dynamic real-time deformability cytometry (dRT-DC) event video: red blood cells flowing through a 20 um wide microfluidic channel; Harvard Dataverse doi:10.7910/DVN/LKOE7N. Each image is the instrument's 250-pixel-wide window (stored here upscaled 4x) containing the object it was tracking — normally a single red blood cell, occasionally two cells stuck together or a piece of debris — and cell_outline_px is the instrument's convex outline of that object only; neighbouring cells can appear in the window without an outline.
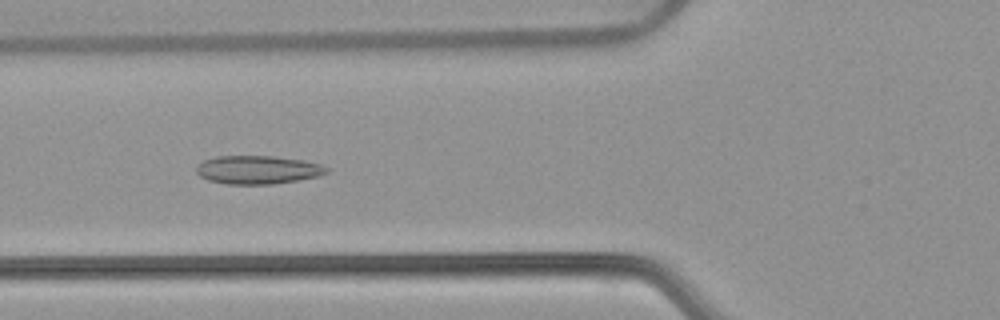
{"species": "common noctule bat (a hibernating species)", "species_latin": "Nyctalus noctula", "temperature_condition": "warm", "stored_images_in_passage": 53, "camera_frame_rate_fps": 3000, "um_per_image_px": 0.085, "animal": {"sex": "female", "body_mass_g": 22.7, "forearm_length_mm": 54.2}, "frame": {"image": 1, "passage_image": 20, "time_ms": 6.333, "image_size_px": [1000, 320], "cell_outline_px": [[328, 172], [320, 176], [300, 180], [272, 184], [228, 184], [208, 180], [200, 176], [196, 172], [196, 164], [204, 160], [216, 156], [272, 156], [304, 160], [320, 164], [328, 168]], "centroid_in_image_um": [21.91, 14.43], "position_along_channel_um": 103.9, "area_um2": 21.68}}
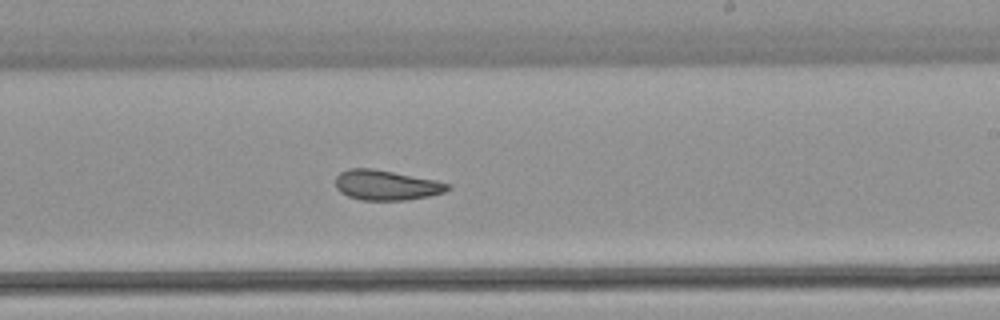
{"frame": {"image": 2, "passage_image": 32, "time_ms": 10.333, "image_size_px": [1000, 320], "cell_outline_px": [[452, 188], [444, 192], [428, 196], [404, 200], [364, 200], [348, 196], [340, 192], [336, 188], [336, 176], [340, 172], [348, 168], [372, 168], [436, 180], [452, 184]], "centroid_in_image_um": [32.84, 15.73], "position_along_channel_um": 256.2, "area_um2": 19.65}}
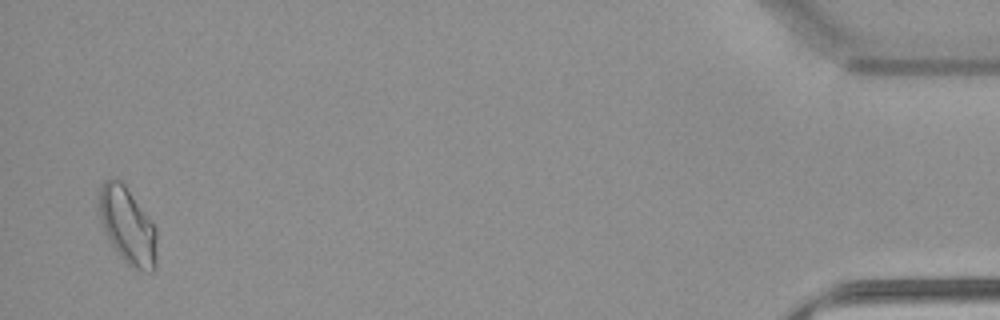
{"frame": {"image": 3, "passage_image": 52, "time_ms": 17.0, "image_size_px": [1000, 320], "cell_outline_px": [[156, 268], [152, 272], [132, 268], [116, 252], [108, 240], [96, 212], [100, 188], [104, 180], [112, 176], [120, 180], [124, 184], [156, 228]], "centroid_in_image_um": [10.79, 19.17], "position_along_channel_um": 424.4, "area_um2": 26.13}, "authors_computed_cell_mechanics": {"area_um2": 21.675, "velocity_mm_per_s": 3.8149, "shape_relaxation_time_tau1_ms": null, "shape_relaxation_time_tau2_ms": 2.8097, "deformation_change_tau1": null, "deformation_change_tau2": 0.0817}}